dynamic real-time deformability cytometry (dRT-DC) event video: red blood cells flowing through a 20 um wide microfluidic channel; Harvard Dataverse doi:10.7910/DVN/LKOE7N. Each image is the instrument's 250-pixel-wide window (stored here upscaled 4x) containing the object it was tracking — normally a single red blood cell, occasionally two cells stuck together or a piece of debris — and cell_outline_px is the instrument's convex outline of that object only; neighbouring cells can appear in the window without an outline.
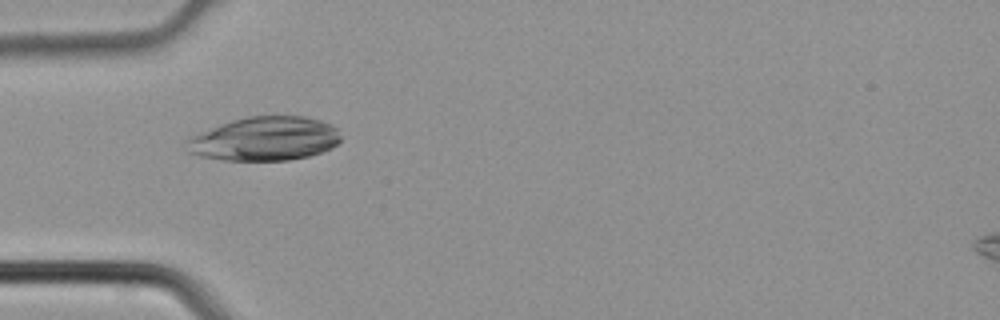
{"species": "common noctule bat (a hibernating species)", "species_latin": "Nyctalus noctula", "temperature_condition": "cold", "stored_images_in_passage": 6, "camera_frame_rate_fps": 3000, "um_per_image_px": 0.085, "animal": {"sex": "male", "body_mass_g": 21.5, "forearm_length_mm": 52.0}, "frame": {"image": 1, "passage_image": 5, "time_ms": 1.333, "image_size_px": [1000, 320], "cell_outline_px": [[340, 140], [332, 148], [308, 156], [288, 160], [224, 160], [200, 156], [188, 152], [188, 140], [192, 136], [200, 132], [232, 120], [248, 116], [304, 116], [320, 120], [332, 124], [336, 128], [340, 136]], "centroid_in_image_um": [22.53, 11.79], "position_along_channel_um": 62.5, "area_um2": 39.13}}
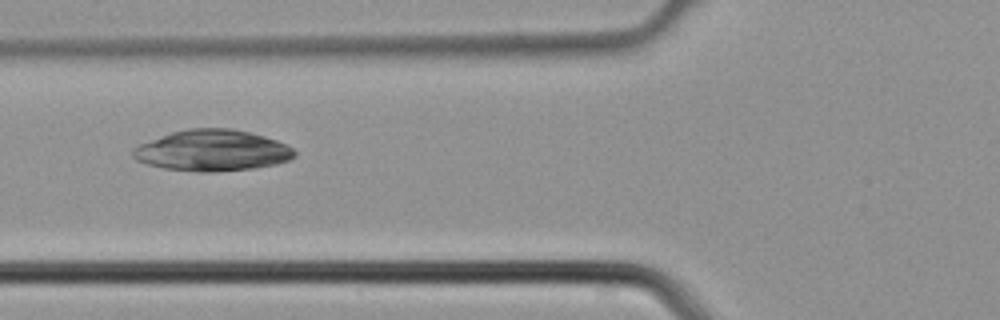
{"frame": {"image": 2, "passage_image": 6, "time_ms": 1.667, "image_size_px": [1000, 320], "cell_outline_px": [[296, 156], [288, 160], [276, 164], [256, 168], [212, 172], [200, 172], [164, 168], [148, 164], [136, 160], [132, 156], [132, 148], [140, 144], [172, 132], [188, 128], [232, 128], [264, 136], [276, 140], [292, 148], [296, 152]], "centroid_in_image_um": [18.05, 12.79], "position_along_channel_um": 107.8, "area_um2": 38.61}}